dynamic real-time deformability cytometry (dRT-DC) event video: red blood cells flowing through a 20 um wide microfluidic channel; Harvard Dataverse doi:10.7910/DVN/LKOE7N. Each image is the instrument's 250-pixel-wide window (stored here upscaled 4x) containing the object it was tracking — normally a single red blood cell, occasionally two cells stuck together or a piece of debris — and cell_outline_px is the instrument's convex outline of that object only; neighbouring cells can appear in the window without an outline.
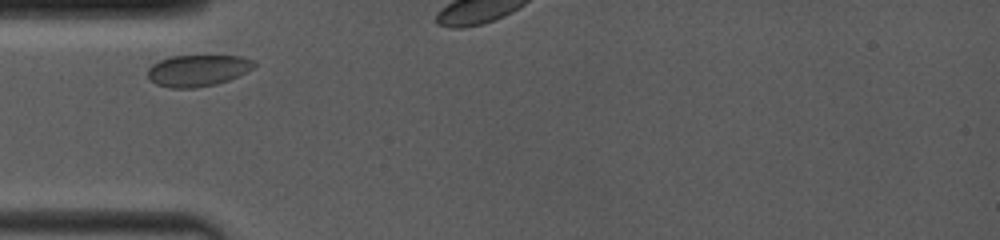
{"species": "common noctule bat (a hibernating species)", "species_latin": "Nyctalus noctula", "temperature_condition": "room temperature", "stored_images_in_passage": 7, "camera_frame_rate_fps": 4000, "um_per_image_px": 0.085, "animal": {"sex": "female", "body_mass_g": 19.0, "forearm_length_mm": 53.3}, "frame": {"image": 1, "passage_image": 1, "time_ms": 0.0, "image_size_px": [1000, 240], "cell_outline_px": [[256, 64], [252, 68], [228, 80], [216, 84], [196, 88], [172, 88], [156, 84], [148, 76], [148, 68], [152, 64], [160, 60], [172, 56], [240, 56], [252, 60]], "centroid_in_image_um": [16.78, 5.99], "position_along_channel_um": 68.2, "area_um2": 19.25}}
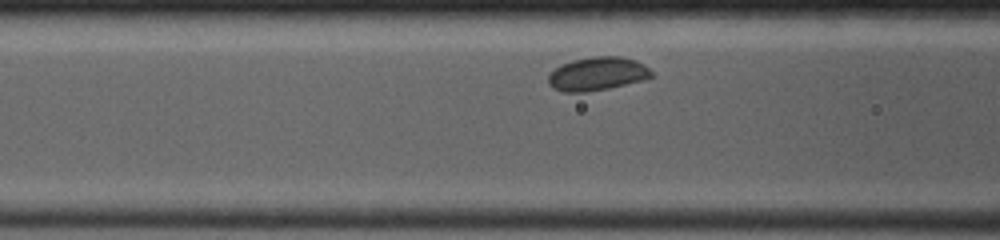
{"frame": {"image": 2, "passage_image": 6, "time_ms": 1.25, "image_size_px": [1000, 240], "cell_outline_px": [[652, 76], [644, 80], [608, 88], [584, 92], [564, 92], [552, 88], [548, 84], [548, 76], [560, 64], [572, 60], [592, 56], [620, 56], [636, 60], [644, 64], [652, 72]], "centroid_in_image_um": [50.76, 6.26], "position_along_channel_um": 115.8, "area_um2": 20.17}}